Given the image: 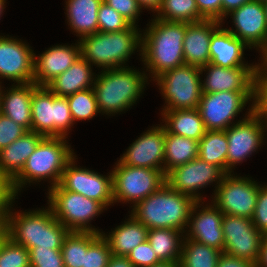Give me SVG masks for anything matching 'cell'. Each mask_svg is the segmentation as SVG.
Returning a JSON list of instances; mask_svg holds the SVG:
<instances>
[{"label": "cell", "instance_id": "cell-18", "mask_svg": "<svg viewBox=\"0 0 267 267\" xmlns=\"http://www.w3.org/2000/svg\"><path fill=\"white\" fill-rule=\"evenodd\" d=\"M34 55L22 40L0 36V78L17 84L33 83Z\"/></svg>", "mask_w": 267, "mask_h": 267}, {"label": "cell", "instance_id": "cell-3", "mask_svg": "<svg viewBox=\"0 0 267 267\" xmlns=\"http://www.w3.org/2000/svg\"><path fill=\"white\" fill-rule=\"evenodd\" d=\"M195 202L189 195L179 193L165 183L156 192L133 206L131 215L148 230L165 228L186 232Z\"/></svg>", "mask_w": 267, "mask_h": 267}, {"label": "cell", "instance_id": "cell-19", "mask_svg": "<svg viewBox=\"0 0 267 267\" xmlns=\"http://www.w3.org/2000/svg\"><path fill=\"white\" fill-rule=\"evenodd\" d=\"M229 15L233 18L232 22L236 29L227 30L243 41L249 49L256 47L262 52L267 47V23L263 3L250 1Z\"/></svg>", "mask_w": 267, "mask_h": 267}, {"label": "cell", "instance_id": "cell-31", "mask_svg": "<svg viewBox=\"0 0 267 267\" xmlns=\"http://www.w3.org/2000/svg\"><path fill=\"white\" fill-rule=\"evenodd\" d=\"M183 233L175 229H150L147 233V241L160 261L180 262L182 244L185 236Z\"/></svg>", "mask_w": 267, "mask_h": 267}, {"label": "cell", "instance_id": "cell-39", "mask_svg": "<svg viewBox=\"0 0 267 267\" xmlns=\"http://www.w3.org/2000/svg\"><path fill=\"white\" fill-rule=\"evenodd\" d=\"M98 32L124 31L132 24L112 7L102 2L98 10Z\"/></svg>", "mask_w": 267, "mask_h": 267}, {"label": "cell", "instance_id": "cell-53", "mask_svg": "<svg viewBox=\"0 0 267 267\" xmlns=\"http://www.w3.org/2000/svg\"><path fill=\"white\" fill-rule=\"evenodd\" d=\"M257 267H267V235L263 237L260 250V258L256 263Z\"/></svg>", "mask_w": 267, "mask_h": 267}, {"label": "cell", "instance_id": "cell-32", "mask_svg": "<svg viewBox=\"0 0 267 267\" xmlns=\"http://www.w3.org/2000/svg\"><path fill=\"white\" fill-rule=\"evenodd\" d=\"M199 141L171 134L166 130L164 173L184 165L198 157Z\"/></svg>", "mask_w": 267, "mask_h": 267}, {"label": "cell", "instance_id": "cell-54", "mask_svg": "<svg viewBox=\"0 0 267 267\" xmlns=\"http://www.w3.org/2000/svg\"><path fill=\"white\" fill-rule=\"evenodd\" d=\"M261 64H258V77H267V47L261 52Z\"/></svg>", "mask_w": 267, "mask_h": 267}, {"label": "cell", "instance_id": "cell-60", "mask_svg": "<svg viewBox=\"0 0 267 267\" xmlns=\"http://www.w3.org/2000/svg\"><path fill=\"white\" fill-rule=\"evenodd\" d=\"M256 1H258V2H260V3H265V2H267V0H256Z\"/></svg>", "mask_w": 267, "mask_h": 267}, {"label": "cell", "instance_id": "cell-48", "mask_svg": "<svg viewBox=\"0 0 267 267\" xmlns=\"http://www.w3.org/2000/svg\"><path fill=\"white\" fill-rule=\"evenodd\" d=\"M217 267H257L255 263L222 252Z\"/></svg>", "mask_w": 267, "mask_h": 267}, {"label": "cell", "instance_id": "cell-15", "mask_svg": "<svg viewBox=\"0 0 267 267\" xmlns=\"http://www.w3.org/2000/svg\"><path fill=\"white\" fill-rule=\"evenodd\" d=\"M225 175L226 173L220 167L197 157L169 171L166 174V183L177 192L202 202L203 196L198 193V189L215 182V192Z\"/></svg>", "mask_w": 267, "mask_h": 267}, {"label": "cell", "instance_id": "cell-42", "mask_svg": "<svg viewBox=\"0 0 267 267\" xmlns=\"http://www.w3.org/2000/svg\"><path fill=\"white\" fill-rule=\"evenodd\" d=\"M28 131L0 113V150L22 137Z\"/></svg>", "mask_w": 267, "mask_h": 267}, {"label": "cell", "instance_id": "cell-11", "mask_svg": "<svg viewBox=\"0 0 267 267\" xmlns=\"http://www.w3.org/2000/svg\"><path fill=\"white\" fill-rule=\"evenodd\" d=\"M113 199L135 206L166 183V174L157 169L123 165L119 160L112 169Z\"/></svg>", "mask_w": 267, "mask_h": 267}, {"label": "cell", "instance_id": "cell-21", "mask_svg": "<svg viewBox=\"0 0 267 267\" xmlns=\"http://www.w3.org/2000/svg\"><path fill=\"white\" fill-rule=\"evenodd\" d=\"M200 202L196 201L191 209L188 224L190 230L188 229L185 232V236L193 241L224 252V236L222 231L224 214L213 203L212 205L207 204L205 207H202ZM200 207L202 209H199ZM197 209L199 210L198 212Z\"/></svg>", "mask_w": 267, "mask_h": 267}, {"label": "cell", "instance_id": "cell-13", "mask_svg": "<svg viewBox=\"0 0 267 267\" xmlns=\"http://www.w3.org/2000/svg\"><path fill=\"white\" fill-rule=\"evenodd\" d=\"M266 130L265 118L257 109L245 120L225 130L228 139L227 174L232 173L236 164L260 149Z\"/></svg>", "mask_w": 267, "mask_h": 267}, {"label": "cell", "instance_id": "cell-44", "mask_svg": "<svg viewBox=\"0 0 267 267\" xmlns=\"http://www.w3.org/2000/svg\"><path fill=\"white\" fill-rule=\"evenodd\" d=\"M253 225L264 236L267 235V185H259L258 198L252 217Z\"/></svg>", "mask_w": 267, "mask_h": 267}, {"label": "cell", "instance_id": "cell-27", "mask_svg": "<svg viewBox=\"0 0 267 267\" xmlns=\"http://www.w3.org/2000/svg\"><path fill=\"white\" fill-rule=\"evenodd\" d=\"M91 66L87 60L80 56L65 72L57 76L46 87L55 95L63 97L90 89L94 85V78H96Z\"/></svg>", "mask_w": 267, "mask_h": 267}, {"label": "cell", "instance_id": "cell-24", "mask_svg": "<svg viewBox=\"0 0 267 267\" xmlns=\"http://www.w3.org/2000/svg\"><path fill=\"white\" fill-rule=\"evenodd\" d=\"M38 86L33 83L12 85L9 90L1 88L0 113L9 117L12 121L32 131L31 101L33 91Z\"/></svg>", "mask_w": 267, "mask_h": 267}, {"label": "cell", "instance_id": "cell-29", "mask_svg": "<svg viewBox=\"0 0 267 267\" xmlns=\"http://www.w3.org/2000/svg\"><path fill=\"white\" fill-rule=\"evenodd\" d=\"M66 16L70 28L84 37L98 32V10L103 0H67Z\"/></svg>", "mask_w": 267, "mask_h": 267}, {"label": "cell", "instance_id": "cell-33", "mask_svg": "<svg viewBox=\"0 0 267 267\" xmlns=\"http://www.w3.org/2000/svg\"><path fill=\"white\" fill-rule=\"evenodd\" d=\"M228 139L225 130L206 131L199 140L198 157L220 167L227 174Z\"/></svg>", "mask_w": 267, "mask_h": 267}, {"label": "cell", "instance_id": "cell-1", "mask_svg": "<svg viewBox=\"0 0 267 267\" xmlns=\"http://www.w3.org/2000/svg\"><path fill=\"white\" fill-rule=\"evenodd\" d=\"M143 32L140 56L146 70L157 78L162 73L185 64L183 40L186 22L154 18Z\"/></svg>", "mask_w": 267, "mask_h": 267}, {"label": "cell", "instance_id": "cell-16", "mask_svg": "<svg viewBox=\"0 0 267 267\" xmlns=\"http://www.w3.org/2000/svg\"><path fill=\"white\" fill-rule=\"evenodd\" d=\"M75 157L64 168L59 185L64 190L94 199L108 208L114 203L112 172L107 177L93 170L77 167Z\"/></svg>", "mask_w": 267, "mask_h": 267}, {"label": "cell", "instance_id": "cell-30", "mask_svg": "<svg viewBox=\"0 0 267 267\" xmlns=\"http://www.w3.org/2000/svg\"><path fill=\"white\" fill-rule=\"evenodd\" d=\"M161 115L171 134L199 141L207 131L198 109L162 110Z\"/></svg>", "mask_w": 267, "mask_h": 267}, {"label": "cell", "instance_id": "cell-28", "mask_svg": "<svg viewBox=\"0 0 267 267\" xmlns=\"http://www.w3.org/2000/svg\"><path fill=\"white\" fill-rule=\"evenodd\" d=\"M109 235L101 232L108 242L112 255L127 256L137 245L147 240L148 228L132 215Z\"/></svg>", "mask_w": 267, "mask_h": 267}, {"label": "cell", "instance_id": "cell-5", "mask_svg": "<svg viewBox=\"0 0 267 267\" xmlns=\"http://www.w3.org/2000/svg\"><path fill=\"white\" fill-rule=\"evenodd\" d=\"M137 25L124 31L97 32L80 38L81 56L102 70L124 68L129 57L142 46ZM138 47V48H137ZM123 64V65H122Z\"/></svg>", "mask_w": 267, "mask_h": 267}, {"label": "cell", "instance_id": "cell-8", "mask_svg": "<svg viewBox=\"0 0 267 267\" xmlns=\"http://www.w3.org/2000/svg\"><path fill=\"white\" fill-rule=\"evenodd\" d=\"M257 98L258 92L202 93L198 110L207 131H222L228 129L231 124L239 123L249 117L257 109ZM249 101H252V104L248 109V115L234 123L235 117L242 112Z\"/></svg>", "mask_w": 267, "mask_h": 267}, {"label": "cell", "instance_id": "cell-46", "mask_svg": "<svg viewBox=\"0 0 267 267\" xmlns=\"http://www.w3.org/2000/svg\"><path fill=\"white\" fill-rule=\"evenodd\" d=\"M11 182L4 176L0 175V228H4L10 206L16 199Z\"/></svg>", "mask_w": 267, "mask_h": 267}, {"label": "cell", "instance_id": "cell-26", "mask_svg": "<svg viewBox=\"0 0 267 267\" xmlns=\"http://www.w3.org/2000/svg\"><path fill=\"white\" fill-rule=\"evenodd\" d=\"M246 47L248 46L229 32L227 28L219 27L211 36L210 63L224 68L258 66V64L248 65L243 61Z\"/></svg>", "mask_w": 267, "mask_h": 267}, {"label": "cell", "instance_id": "cell-40", "mask_svg": "<svg viewBox=\"0 0 267 267\" xmlns=\"http://www.w3.org/2000/svg\"><path fill=\"white\" fill-rule=\"evenodd\" d=\"M111 255L108 242L100 234L87 248L83 267H107Z\"/></svg>", "mask_w": 267, "mask_h": 267}, {"label": "cell", "instance_id": "cell-25", "mask_svg": "<svg viewBox=\"0 0 267 267\" xmlns=\"http://www.w3.org/2000/svg\"><path fill=\"white\" fill-rule=\"evenodd\" d=\"M43 135L28 131L22 137L0 150V175L12 182L22 171L29 156L34 153Z\"/></svg>", "mask_w": 267, "mask_h": 267}, {"label": "cell", "instance_id": "cell-7", "mask_svg": "<svg viewBox=\"0 0 267 267\" xmlns=\"http://www.w3.org/2000/svg\"><path fill=\"white\" fill-rule=\"evenodd\" d=\"M48 206L54 217L69 231L93 232L101 234L93 228L90 221L106 208L98 201L79 193L64 190L59 184L49 187ZM88 224V225H87Z\"/></svg>", "mask_w": 267, "mask_h": 267}, {"label": "cell", "instance_id": "cell-45", "mask_svg": "<svg viewBox=\"0 0 267 267\" xmlns=\"http://www.w3.org/2000/svg\"><path fill=\"white\" fill-rule=\"evenodd\" d=\"M103 2L136 26V20L142 12L137 0H103Z\"/></svg>", "mask_w": 267, "mask_h": 267}, {"label": "cell", "instance_id": "cell-12", "mask_svg": "<svg viewBox=\"0 0 267 267\" xmlns=\"http://www.w3.org/2000/svg\"><path fill=\"white\" fill-rule=\"evenodd\" d=\"M259 185L249 177L226 174L212 202L223 214L252 219L258 198Z\"/></svg>", "mask_w": 267, "mask_h": 267}, {"label": "cell", "instance_id": "cell-57", "mask_svg": "<svg viewBox=\"0 0 267 267\" xmlns=\"http://www.w3.org/2000/svg\"><path fill=\"white\" fill-rule=\"evenodd\" d=\"M6 0H0V17H1V15H2V13H3V11H4V9H5V2Z\"/></svg>", "mask_w": 267, "mask_h": 267}, {"label": "cell", "instance_id": "cell-50", "mask_svg": "<svg viewBox=\"0 0 267 267\" xmlns=\"http://www.w3.org/2000/svg\"><path fill=\"white\" fill-rule=\"evenodd\" d=\"M257 110L264 116L267 127V90L261 85L258 88Z\"/></svg>", "mask_w": 267, "mask_h": 267}, {"label": "cell", "instance_id": "cell-37", "mask_svg": "<svg viewBox=\"0 0 267 267\" xmlns=\"http://www.w3.org/2000/svg\"><path fill=\"white\" fill-rule=\"evenodd\" d=\"M73 121L92 119L100 113L93 88L66 97Z\"/></svg>", "mask_w": 267, "mask_h": 267}, {"label": "cell", "instance_id": "cell-6", "mask_svg": "<svg viewBox=\"0 0 267 267\" xmlns=\"http://www.w3.org/2000/svg\"><path fill=\"white\" fill-rule=\"evenodd\" d=\"M75 153L68 145L66 137H44L27 159L20 174L11 182L13 192L18 191L28 183L48 179L50 187L59 184L66 165L74 158Z\"/></svg>", "mask_w": 267, "mask_h": 267}, {"label": "cell", "instance_id": "cell-36", "mask_svg": "<svg viewBox=\"0 0 267 267\" xmlns=\"http://www.w3.org/2000/svg\"><path fill=\"white\" fill-rule=\"evenodd\" d=\"M155 18L186 23L205 20L198 11L196 0H163Z\"/></svg>", "mask_w": 267, "mask_h": 267}, {"label": "cell", "instance_id": "cell-2", "mask_svg": "<svg viewBox=\"0 0 267 267\" xmlns=\"http://www.w3.org/2000/svg\"><path fill=\"white\" fill-rule=\"evenodd\" d=\"M11 206L4 226L7 237L28 250L61 249L69 230L54 217L50 207L13 213Z\"/></svg>", "mask_w": 267, "mask_h": 267}, {"label": "cell", "instance_id": "cell-52", "mask_svg": "<svg viewBox=\"0 0 267 267\" xmlns=\"http://www.w3.org/2000/svg\"><path fill=\"white\" fill-rule=\"evenodd\" d=\"M141 9H149L152 12H158L163 0H137Z\"/></svg>", "mask_w": 267, "mask_h": 267}, {"label": "cell", "instance_id": "cell-34", "mask_svg": "<svg viewBox=\"0 0 267 267\" xmlns=\"http://www.w3.org/2000/svg\"><path fill=\"white\" fill-rule=\"evenodd\" d=\"M99 233L69 231L65 236L61 252L65 267H83L85 252Z\"/></svg>", "mask_w": 267, "mask_h": 267}, {"label": "cell", "instance_id": "cell-23", "mask_svg": "<svg viewBox=\"0 0 267 267\" xmlns=\"http://www.w3.org/2000/svg\"><path fill=\"white\" fill-rule=\"evenodd\" d=\"M220 23L216 20L186 23V33L183 40L185 64L202 68L210 63L211 36L221 27Z\"/></svg>", "mask_w": 267, "mask_h": 267}, {"label": "cell", "instance_id": "cell-59", "mask_svg": "<svg viewBox=\"0 0 267 267\" xmlns=\"http://www.w3.org/2000/svg\"><path fill=\"white\" fill-rule=\"evenodd\" d=\"M264 9H265V17H266V23H267V2L263 3Z\"/></svg>", "mask_w": 267, "mask_h": 267}, {"label": "cell", "instance_id": "cell-56", "mask_svg": "<svg viewBox=\"0 0 267 267\" xmlns=\"http://www.w3.org/2000/svg\"><path fill=\"white\" fill-rule=\"evenodd\" d=\"M259 84L267 90V77H258Z\"/></svg>", "mask_w": 267, "mask_h": 267}, {"label": "cell", "instance_id": "cell-51", "mask_svg": "<svg viewBox=\"0 0 267 267\" xmlns=\"http://www.w3.org/2000/svg\"><path fill=\"white\" fill-rule=\"evenodd\" d=\"M107 267H135L127 256L111 255Z\"/></svg>", "mask_w": 267, "mask_h": 267}, {"label": "cell", "instance_id": "cell-35", "mask_svg": "<svg viewBox=\"0 0 267 267\" xmlns=\"http://www.w3.org/2000/svg\"><path fill=\"white\" fill-rule=\"evenodd\" d=\"M184 237L180 267H217L220 250Z\"/></svg>", "mask_w": 267, "mask_h": 267}, {"label": "cell", "instance_id": "cell-58", "mask_svg": "<svg viewBox=\"0 0 267 267\" xmlns=\"http://www.w3.org/2000/svg\"><path fill=\"white\" fill-rule=\"evenodd\" d=\"M6 235L4 228H0V241Z\"/></svg>", "mask_w": 267, "mask_h": 267}, {"label": "cell", "instance_id": "cell-49", "mask_svg": "<svg viewBox=\"0 0 267 267\" xmlns=\"http://www.w3.org/2000/svg\"><path fill=\"white\" fill-rule=\"evenodd\" d=\"M250 1L253 0H222V22L229 13Z\"/></svg>", "mask_w": 267, "mask_h": 267}, {"label": "cell", "instance_id": "cell-10", "mask_svg": "<svg viewBox=\"0 0 267 267\" xmlns=\"http://www.w3.org/2000/svg\"><path fill=\"white\" fill-rule=\"evenodd\" d=\"M201 68L183 64L156 80L166 105L163 110L198 109L202 95Z\"/></svg>", "mask_w": 267, "mask_h": 267}, {"label": "cell", "instance_id": "cell-22", "mask_svg": "<svg viewBox=\"0 0 267 267\" xmlns=\"http://www.w3.org/2000/svg\"><path fill=\"white\" fill-rule=\"evenodd\" d=\"M75 45H56L39 56L34 55L33 82L37 86H47L65 72L81 56L79 40Z\"/></svg>", "mask_w": 267, "mask_h": 267}, {"label": "cell", "instance_id": "cell-9", "mask_svg": "<svg viewBox=\"0 0 267 267\" xmlns=\"http://www.w3.org/2000/svg\"><path fill=\"white\" fill-rule=\"evenodd\" d=\"M32 131L44 137H66L73 126L66 97L55 95L48 87L38 86L31 101Z\"/></svg>", "mask_w": 267, "mask_h": 267}, {"label": "cell", "instance_id": "cell-43", "mask_svg": "<svg viewBox=\"0 0 267 267\" xmlns=\"http://www.w3.org/2000/svg\"><path fill=\"white\" fill-rule=\"evenodd\" d=\"M127 257L135 267H151L161 262L147 240L137 245Z\"/></svg>", "mask_w": 267, "mask_h": 267}, {"label": "cell", "instance_id": "cell-38", "mask_svg": "<svg viewBox=\"0 0 267 267\" xmlns=\"http://www.w3.org/2000/svg\"><path fill=\"white\" fill-rule=\"evenodd\" d=\"M0 267H31L29 250L5 235L0 241Z\"/></svg>", "mask_w": 267, "mask_h": 267}, {"label": "cell", "instance_id": "cell-47", "mask_svg": "<svg viewBox=\"0 0 267 267\" xmlns=\"http://www.w3.org/2000/svg\"><path fill=\"white\" fill-rule=\"evenodd\" d=\"M196 4L205 20H216L222 24V0H196Z\"/></svg>", "mask_w": 267, "mask_h": 267}, {"label": "cell", "instance_id": "cell-14", "mask_svg": "<svg viewBox=\"0 0 267 267\" xmlns=\"http://www.w3.org/2000/svg\"><path fill=\"white\" fill-rule=\"evenodd\" d=\"M224 252L257 263L264 235L253 225L252 219L223 215Z\"/></svg>", "mask_w": 267, "mask_h": 267}, {"label": "cell", "instance_id": "cell-17", "mask_svg": "<svg viewBox=\"0 0 267 267\" xmlns=\"http://www.w3.org/2000/svg\"><path fill=\"white\" fill-rule=\"evenodd\" d=\"M207 71L206 78L201 80L202 93L221 91L258 92V66H240L224 68L208 63L201 68V73Z\"/></svg>", "mask_w": 267, "mask_h": 267}, {"label": "cell", "instance_id": "cell-41", "mask_svg": "<svg viewBox=\"0 0 267 267\" xmlns=\"http://www.w3.org/2000/svg\"><path fill=\"white\" fill-rule=\"evenodd\" d=\"M31 267H65L61 249H29Z\"/></svg>", "mask_w": 267, "mask_h": 267}, {"label": "cell", "instance_id": "cell-55", "mask_svg": "<svg viewBox=\"0 0 267 267\" xmlns=\"http://www.w3.org/2000/svg\"><path fill=\"white\" fill-rule=\"evenodd\" d=\"M151 267H180V262H165L161 261L158 264H155Z\"/></svg>", "mask_w": 267, "mask_h": 267}, {"label": "cell", "instance_id": "cell-20", "mask_svg": "<svg viewBox=\"0 0 267 267\" xmlns=\"http://www.w3.org/2000/svg\"><path fill=\"white\" fill-rule=\"evenodd\" d=\"M165 136L166 128L163 125L152 127L130 144L119 161L127 166L164 172Z\"/></svg>", "mask_w": 267, "mask_h": 267}, {"label": "cell", "instance_id": "cell-4", "mask_svg": "<svg viewBox=\"0 0 267 267\" xmlns=\"http://www.w3.org/2000/svg\"><path fill=\"white\" fill-rule=\"evenodd\" d=\"M95 78L93 91L100 113H121L135 104L142 95L147 74L124 67L102 70Z\"/></svg>", "mask_w": 267, "mask_h": 267}]
</instances>
